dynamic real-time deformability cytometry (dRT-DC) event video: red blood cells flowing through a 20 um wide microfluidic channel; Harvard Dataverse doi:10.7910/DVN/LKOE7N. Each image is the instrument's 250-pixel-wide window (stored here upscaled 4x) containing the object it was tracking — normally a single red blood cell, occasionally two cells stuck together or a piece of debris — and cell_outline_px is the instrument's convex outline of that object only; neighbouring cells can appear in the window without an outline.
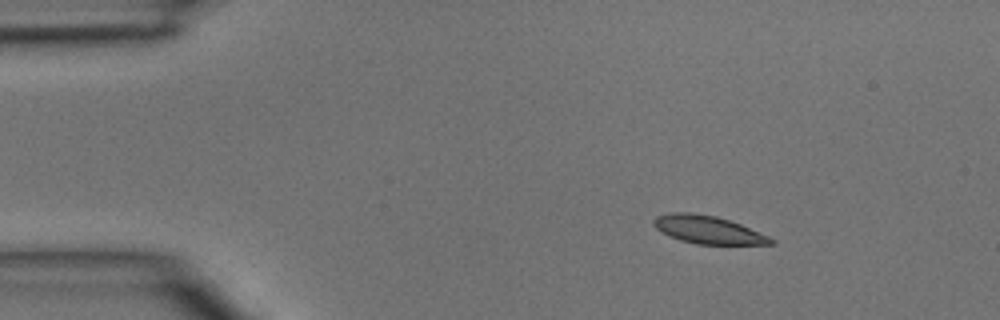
{"species": "common noctule bat (a hibernating species)", "species_latin": "Nyctalus noctula", "temperature_condition": "room temperature", "stored_images_in_passage": 4, "camera_frame_rate_fps": 3000, "um_per_image_px": 0.085, "animal": {"sex": "male", "body_mass_g": 15.6}, "frame": {"image": 1, "passage_image": 1, "time_ms": 0.0, "image_size_px": [1000, 320], "cell_outline_px": [[776, 244], [696, 244], [680, 240], [656, 228], [652, 224], [652, 220], [656, 216], [672, 212], [692, 212], [716, 216], [740, 224], [768, 236], [776, 240]], "centroid_in_image_um": [60.18, 19.52], "position_along_channel_um": 24.8, "area_um2": 18.9}}
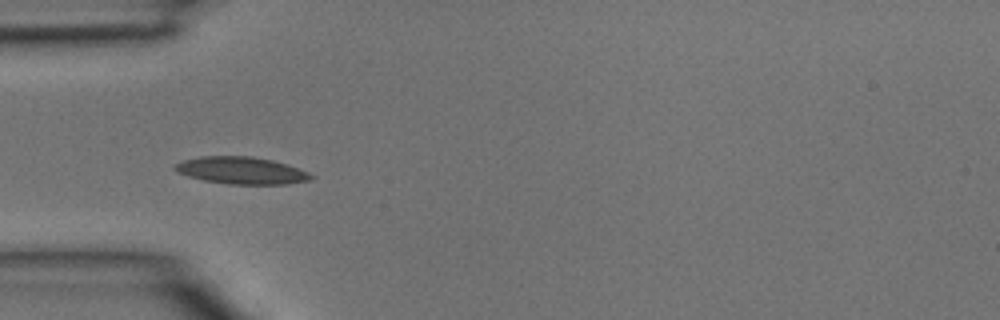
{"frame": {"image": 2, "passage_image": 3, "time_ms": 0.667, "image_size_px": [1000, 320], "cell_outline_px": [[316, 176], [312, 180], [288, 184], [228, 184], [204, 180], [188, 176], [176, 172], [172, 168], [176, 164], [184, 160], [200, 156], [252, 156], [272, 160], [288, 164], [300, 168]], "centroid_in_image_um": [20.56, 14.49], "position_along_channel_um": 64.4, "area_um2": 21.73}}